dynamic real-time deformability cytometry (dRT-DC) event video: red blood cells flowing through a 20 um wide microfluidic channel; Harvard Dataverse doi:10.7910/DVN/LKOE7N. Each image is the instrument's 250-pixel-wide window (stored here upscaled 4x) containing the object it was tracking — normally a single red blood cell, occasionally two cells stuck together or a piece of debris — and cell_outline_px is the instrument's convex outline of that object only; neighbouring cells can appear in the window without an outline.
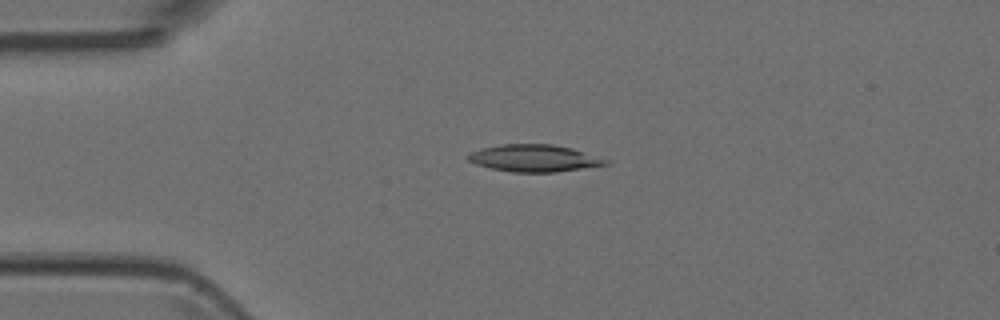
{"species": "Egyptian fruit bat (a non-hibernating species)", "species_latin": "Rousettus aegyptiacus", "temperature_condition": "room temperature", "stored_images_in_passage": 7, "camera_frame_rate_fps": 3000, "um_per_image_px": 0.085, "animal": {"sex": "female"}, "frame": {"image": 1, "passage_image": 3, "time_ms": 0.667, "image_size_px": [1000, 320], "cell_outline_px": [[612, 164], [556, 172], [512, 172], [492, 168], [476, 164], [468, 160], [468, 152], [480, 148], [500, 144], [552, 144], [572, 148], [612, 160]], "centroid_in_image_um": [45.46, 13.44], "position_along_channel_um": 39.5, "area_um2": 21.96}}
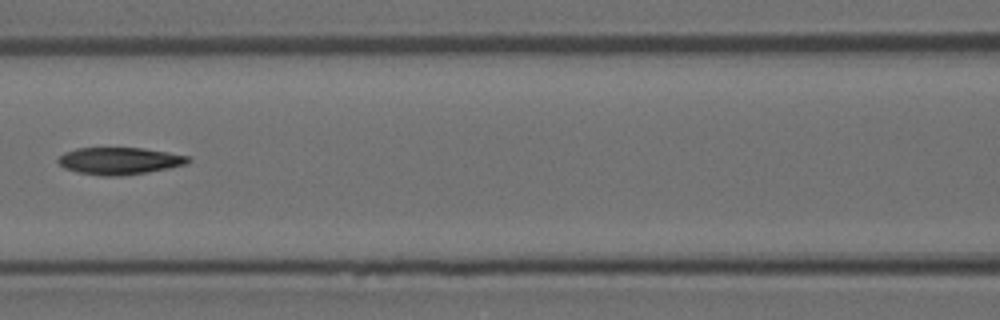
{"frame": {"image": 2, "passage_image": 6, "time_ms": 1.667, "image_size_px": [1000, 320], "cell_outline_px": [[192, 160], [188, 164], [148, 172], [124, 176], [100, 176], [76, 172], [64, 168], [56, 160], [64, 152], [76, 148], [144, 148], [192, 156]], "centroid_in_image_um": [10.18, 13.68], "position_along_channel_um": 156.4, "area_um2": 20.87}}
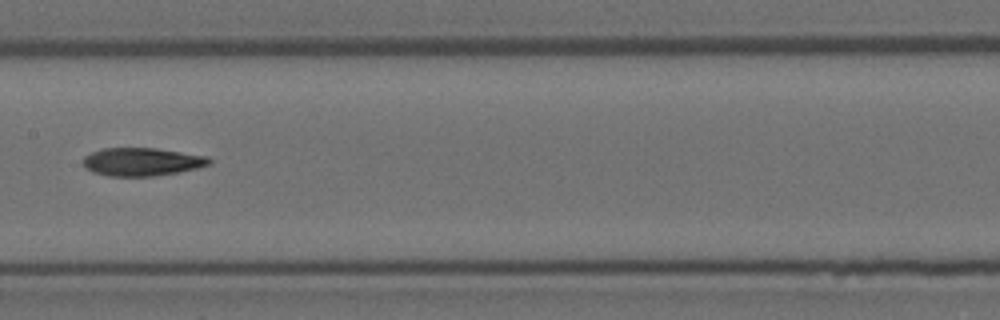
{"frame": {"image": 3, "passage_image": 7, "time_ms": 2.0, "image_size_px": [1000, 320], "cell_outline_px": [[212, 164], [196, 168], [156, 176], [108, 176], [92, 172], [84, 164], [84, 156], [92, 152], [104, 148], [156, 148], [208, 156], [212, 160]], "centroid_in_image_um": [12.09, 13.75], "position_along_channel_um": 195.3, "area_um2": 20.58}}